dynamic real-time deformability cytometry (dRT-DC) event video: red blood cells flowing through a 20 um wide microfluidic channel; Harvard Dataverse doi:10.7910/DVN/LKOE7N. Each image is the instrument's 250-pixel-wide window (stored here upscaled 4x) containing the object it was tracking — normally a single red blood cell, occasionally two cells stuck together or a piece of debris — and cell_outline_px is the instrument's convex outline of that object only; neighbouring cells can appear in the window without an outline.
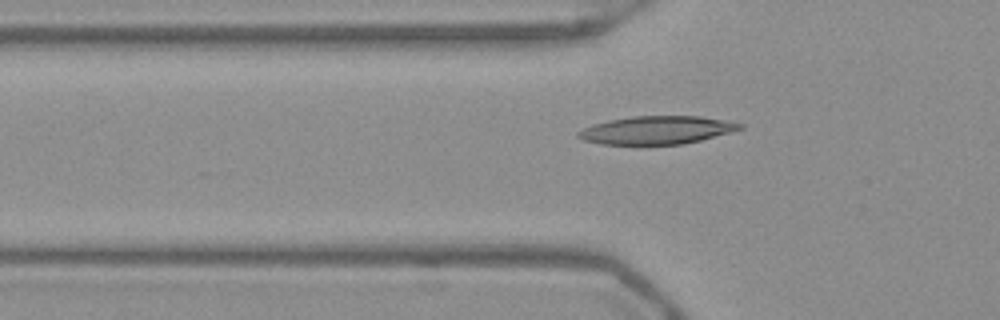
{"species": "Egyptian fruit bat (a non-hibernating species)", "species_latin": "Rousettus aegyptiacus", "temperature_condition": "warm", "stored_images_in_passage": 52, "camera_frame_rate_fps": 3000, "um_per_image_px": 0.085, "frame": {"image": 1, "passage_image": 18, "time_ms": 5.667, "image_size_px": [1000, 320], "cell_outline_px": [[744, 128], [700, 140], [684, 144], [600, 144], [584, 140], [576, 136], [576, 132], [592, 124], [608, 120], [632, 116], [700, 116], [744, 124]], "centroid_in_image_um": [55.78, 11.05], "position_along_channel_um": 70.0, "area_um2": 26.3}}
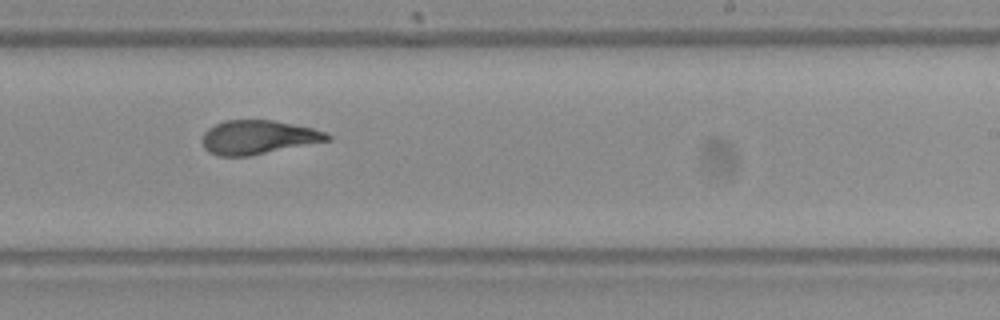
{"frame": {"image": 2, "passage_image": 33, "time_ms": 10.667, "image_size_px": [1000, 320], "cell_outline_px": [[332, 140], [248, 156], [216, 156], [208, 152], [204, 148], [200, 140], [204, 132], [208, 128], [224, 120], [272, 120], [312, 128], [328, 132], [332, 136]], "centroid_in_image_um": [21.93, 11.67], "position_along_channel_um": 267.1, "area_um2": 24.91}}
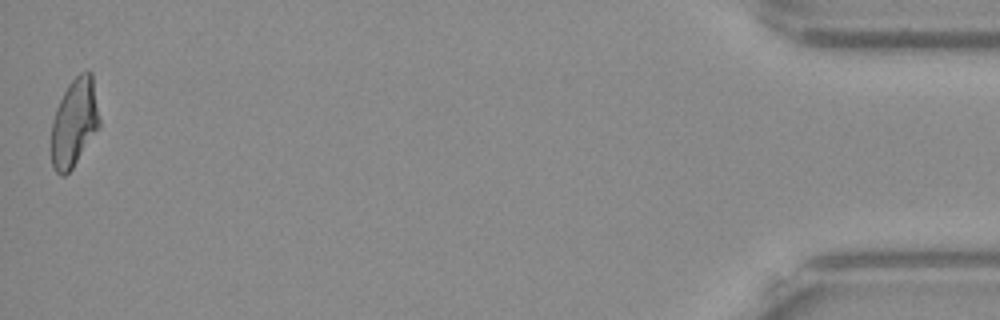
{"frame": {"image": 3, "passage_image": 52, "time_ms": 17.0, "image_size_px": [1000, 320], "cell_outline_px": [[100, 124], [72, 168], [64, 176], [60, 176], [52, 168], [52, 120], [56, 108], [68, 84], [80, 72], [88, 68], [92, 72], [100, 120]], "centroid_in_image_um": [6.31, 10.38], "position_along_channel_um": 428.9, "area_um2": 24.51}, "authors_computed_cell_mechanics": {"area_um2": 25.143, "velocity_mm_per_s": 3.9358, "shape_relaxation_time_tau1_ms": null, "shape_relaxation_time_tau2_ms": 1.5433, "deformation_change_tau1": null, "deformation_change_tau2": 0.091}}